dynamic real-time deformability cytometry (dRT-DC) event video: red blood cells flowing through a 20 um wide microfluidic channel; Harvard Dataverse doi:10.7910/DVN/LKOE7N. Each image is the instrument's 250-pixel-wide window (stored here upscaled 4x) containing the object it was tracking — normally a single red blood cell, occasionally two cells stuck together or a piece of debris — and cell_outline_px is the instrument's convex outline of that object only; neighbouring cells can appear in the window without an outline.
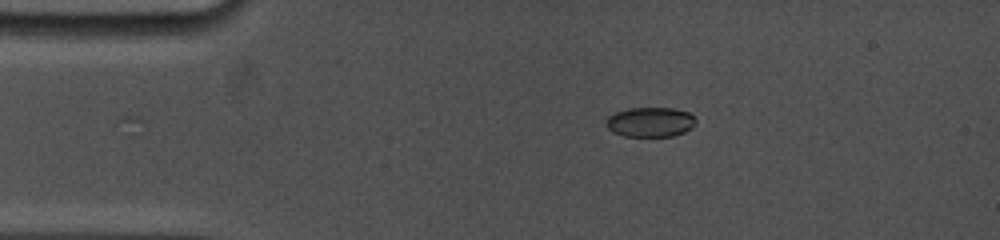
{"species": "common noctule bat (a hibernating species)", "species_latin": "Nyctalus noctula", "temperature_condition": "cold", "stored_images_in_passage": 66, "camera_frame_rate_fps": 5000, "um_per_image_px": 0.085, "animal": {"sex": "female", "body_mass_g": 19.0, "forearm_length_mm": 53.3}, "frame": {"image": 1, "passage_image": 1, "time_ms": 0.0, "image_size_px": [1000, 240], "cell_outline_px": [[696, 124], [692, 128], [684, 132], [672, 136], [624, 136], [612, 132], [604, 124], [608, 116], [616, 112], [628, 108], [672, 108], [688, 112], [696, 120]], "centroid_in_image_um": [55.26, 10.37], "position_along_channel_um": 29.7, "area_um2": 15.61}}
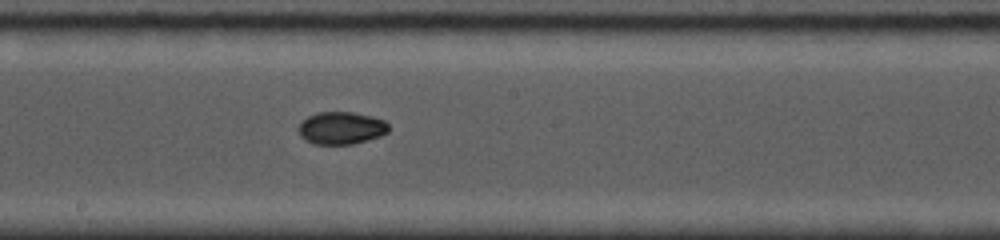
{"frame": {"image": 2, "passage_image": 27, "time_ms": 6.2, "image_size_px": [1000, 240], "cell_outline_px": [[388, 132], [380, 136], [368, 140], [352, 144], [312, 144], [304, 140], [300, 136], [296, 128], [300, 120], [316, 112], [352, 112], [372, 116], [384, 120], [388, 124]], "centroid_in_image_um": [28.94, 10.88], "position_along_channel_um": 219.3, "area_um2": 17.4}}
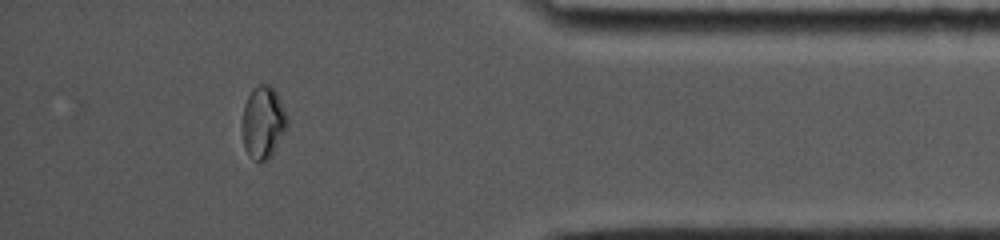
{"frame": {"image": 3, "passage_image": 58, "time_ms": 11.8, "image_size_px": [1000, 240], "cell_outline_px": [[288, 124], [272, 156], [268, 160], [256, 160], [248, 156], [244, 148], [240, 128], [240, 124], [244, 104], [252, 88], [260, 84], [272, 84], [288, 116]], "centroid_in_image_um": [22.33, 10.39], "position_along_channel_um": 412.9, "area_um2": 19.48}, "authors_computed_cell_mechanics": {"area_um2": 17.0799, "velocity_mm_per_s": 3.8033, "shape_relaxation_time_tau1_ms": null, "shape_relaxation_time_tau2_ms": 1.7814, "deformation_change_tau1": null, "deformation_change_tau2": 0.0352}}